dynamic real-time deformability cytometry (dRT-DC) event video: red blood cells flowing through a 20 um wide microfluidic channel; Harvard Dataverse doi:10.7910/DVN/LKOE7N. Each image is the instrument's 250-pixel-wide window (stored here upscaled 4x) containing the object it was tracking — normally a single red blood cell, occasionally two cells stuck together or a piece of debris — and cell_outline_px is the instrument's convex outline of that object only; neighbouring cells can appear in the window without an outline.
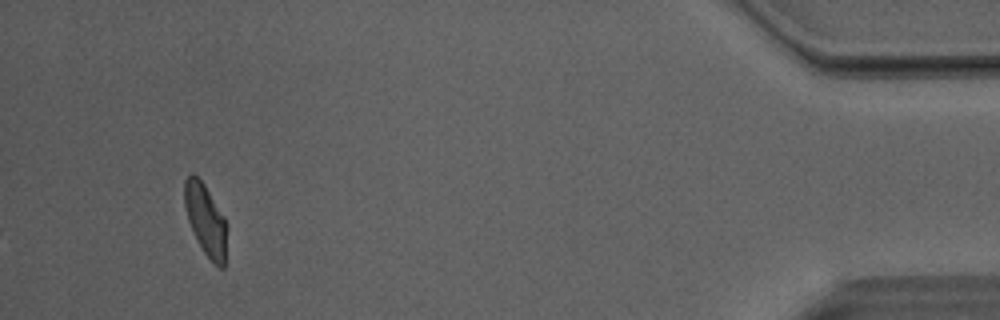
{"species": "Egyptian fruit bat (a non-hibernating species)", "species_latin": "Rousettus aegyptiacus", "temperature_condition": "room temperature", "stored_images_in_passage": 44, "camera_frame_rate_fps": 3000, "um_per_image_px": 0.085, "animal": {"sex": "male"}, "frame": {"image": 1, "passage_image": 44, "time_ms": 14.333, "image_size_px": [1000, 320], "cell_outline_px": [[228, 228], [224, 268], [220, 268], [204, 252], [188, 220], [184, 208], [184, 180], [192, 172], [204, 184], [224, 216], [228, 224]], "centroid_in_image_um": [17.5, 18.66], "position_along_channel_um": 417.7, "area_um2": 17.57}, "authors_computed_cell_mechanics": {"area_um2": 18.785, "velocity_mm_per_s": 4.0707, "shape_relaxation_time_tau1_ms": 3.7267, "shape_relaxation_time_tau2_ms": 0.8787, "deformation_change_tau1": 0.1556, "deformation_change_tau2": 0.0633}}